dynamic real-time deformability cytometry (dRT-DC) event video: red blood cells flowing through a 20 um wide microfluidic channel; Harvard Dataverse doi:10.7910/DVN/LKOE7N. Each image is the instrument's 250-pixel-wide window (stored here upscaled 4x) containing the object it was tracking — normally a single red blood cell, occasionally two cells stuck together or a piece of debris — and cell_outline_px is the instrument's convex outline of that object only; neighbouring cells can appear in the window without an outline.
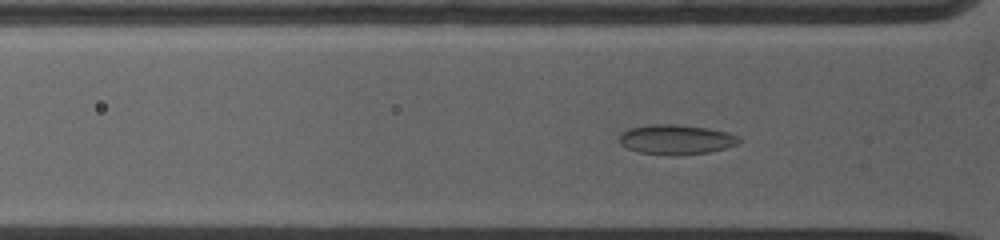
{"species": "common noctule bat (a hibernating species)", "species_latin": "Nyctalus noctula", "temperature_condition": "warm", "stored_images_in_passage": 7, "camera_frame_rate_fps": 5000, "um_per_image_px": 0.085, "animal": {"sex": "female", "body_mass_g": 19.0, "forearm_length_mm": 53.3}, "frame": {"image": 1, "passage_image": 5, "time_ms": 1.0, "image_size_px": [1000, 240], "cell_outline_px": [[740, 140], [736, 144], [724, 148], [708, 152], [676, 156], [668, 156], [640, 152], [628, 148], [620, 144], [620, 136], [628, 128], [652, 124], [676, 124], [708, 128], [728, 132], [736, 136]], "centroid_in_image_um": [57.45, 11.86], "position_along_channel_um": 68.4, "area_um2": 20.69}}